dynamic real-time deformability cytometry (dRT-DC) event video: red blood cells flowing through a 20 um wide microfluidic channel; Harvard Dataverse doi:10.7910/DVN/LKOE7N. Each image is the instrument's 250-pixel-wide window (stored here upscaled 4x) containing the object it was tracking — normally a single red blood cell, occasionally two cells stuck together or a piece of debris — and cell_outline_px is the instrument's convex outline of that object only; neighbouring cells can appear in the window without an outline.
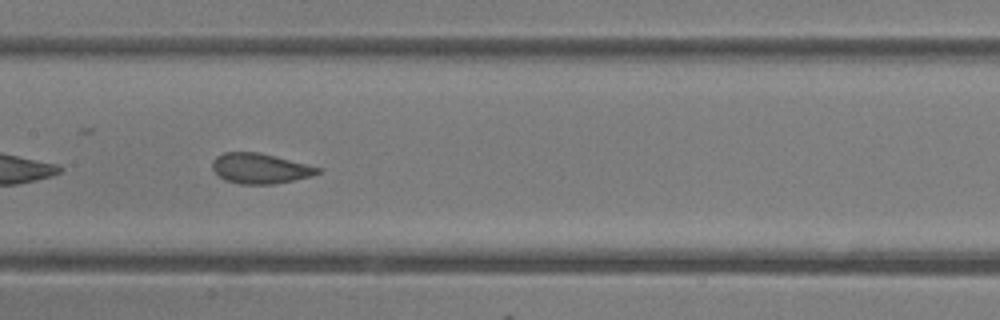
{"species": "common noctule bat (a hibernating species)", "species_latin": "Nyctalus noctula", "temperature_condition": "room temperature", "stored_images_in_passage": 17, "camera_frame_rate_fps": 3000, "um_per_image_px": 0.085, "animal": {"sex": "female"}, "frame": {"image": 1, "passage_image": 10, "time_ms": 3.0, "image_size_px": [1000, 320], "cell_outline_px": [[320, 172], [312, 176], [272, 184], [240, 184], [224, 180], [212, 168], [212, 160], [216, 156], [224, 152], [260, 152], [276, 156], [320, 168]], "centroid_in_image_um": [22.07, 14.31], "position_along_channel_um": 185.3, "area_um2": 18.44}}